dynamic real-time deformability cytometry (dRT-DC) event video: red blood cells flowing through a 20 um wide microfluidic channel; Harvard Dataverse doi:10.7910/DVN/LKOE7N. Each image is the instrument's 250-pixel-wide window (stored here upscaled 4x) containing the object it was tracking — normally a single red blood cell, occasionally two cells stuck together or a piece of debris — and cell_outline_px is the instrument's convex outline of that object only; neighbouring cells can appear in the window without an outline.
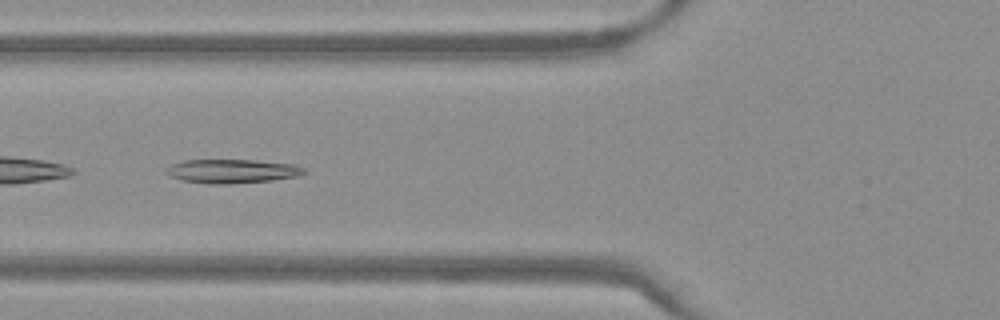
{"species": "Egyptian fruit bat (a non-hibernating species)", "species_latin": "Rousettus aegyptiacus", "temperature_condition": "warm", "stored_images_in_passage": 50, "camera_frame_rate_fps": 3000, "um_per_image_px": 0.085, "frame": {"image": 1, "passage_image": 19, "time_ms": 6.0, "image_size_px": [1000, 320], "cell_outline_px": [[308, 172], [296, 176], [272, 180], [228, 184], [208, 184], [184, 180], [168, 176], [164, 172], [172, 164], [184, 160], [256, 160], [292, 164], [304, 168]], "centroid_in_image_um": [19.71, 14.55], "position_along_channel_um": 106.1, "area_um2": 19.13}}
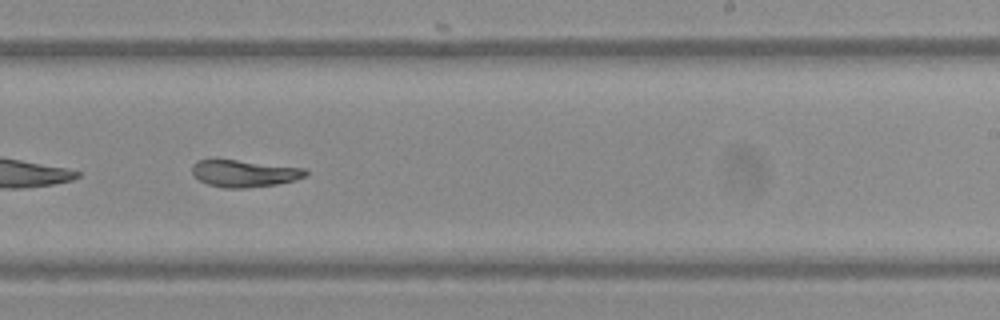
{"frame": {"image": 2, "passage_image": 31, "time_ms": 10.0, "image_size_px": [1000, 320], "cell_outline_px": [[308, 176], [296, 180], [276, 184], [244, 188], [224, 188], [208, 184], [200, 180], [192, 172], [192, 164], [196, 160], [212, 156], [216, 156], [304, 168], [308, 172]], "centroid_in_image_um": [20.71, 14.68], "position_along_channel_um": 268.3, "area_um2": 18.73}}
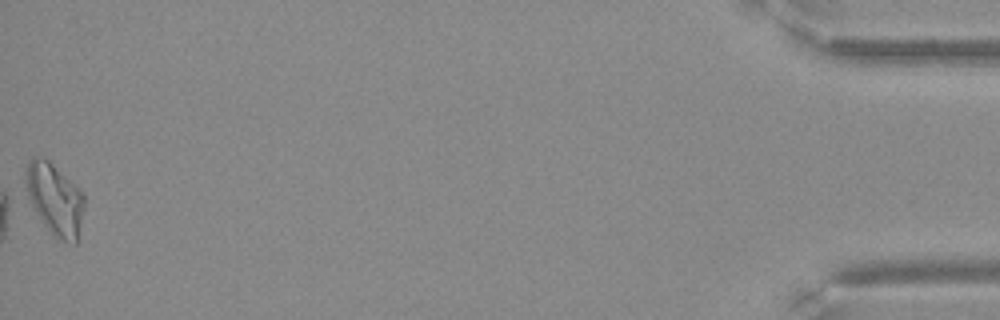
{"frame": {"image": 3, "passage_image": 50, "time_ms": 16.333, "image_size_px": [1000, 320], "cell_outline_px": [[84, 208], [76, 244], [72, 244], [56, 240], [52, 236], [24, 196], [24, 172], [28, 160], [32, 156], [44, 156], [84, 196]], "centroid_in_image_um": [4.57, 16.95], "position_along_channel_um": 430.6, "area_um2": 24.91}}